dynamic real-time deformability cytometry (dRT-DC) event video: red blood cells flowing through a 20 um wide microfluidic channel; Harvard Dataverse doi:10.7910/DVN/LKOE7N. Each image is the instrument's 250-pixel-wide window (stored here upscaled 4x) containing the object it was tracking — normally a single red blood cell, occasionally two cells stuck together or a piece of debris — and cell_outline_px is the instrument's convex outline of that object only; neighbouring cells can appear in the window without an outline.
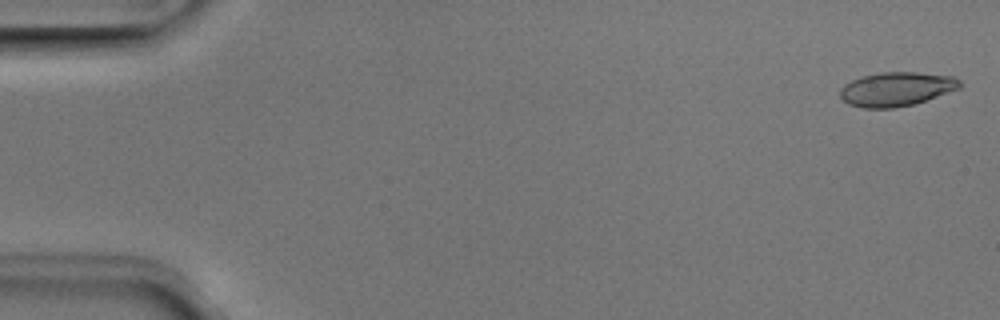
{"species": "Egyptian fruit bat (a non-hibernating species)", "species_latin": "Rousettus aegyptiacus", "temperature_condition": "room temperature", "stored_images_in_passage": 49, "camera_frame_rate_fps": 3000, "um_per_image_px": 0.085, "animal": {"sex": "male"}, "frame": {"image": 1, "passage_image": 1, "time_ms": 0.0, "image_size_px": [1000, 320], "cell_outline_px": [[960, 88], [912, 104], [892, 108], [864, 108], [848, 104], [840, 96], [840, 88], [844, 84], [852, 80], [864, 76], [880, 72], [916, 72], [952, 76], [960, 80]], "centroid_in_image_um": [76.16, 7.56], "position_along_channel_um": 8.8, "area_um2": 23.47}}
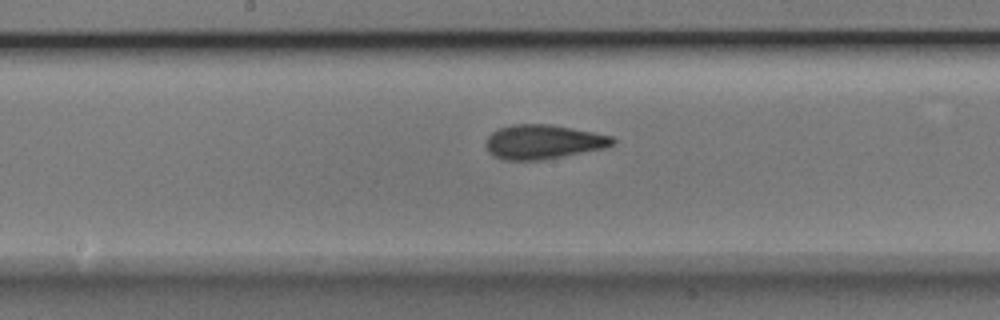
{"frame": {"image": 2, "passage_image": 26, "time_ms": 8.333, "image_size_px": [1000, 320], "cell_outline_px": [[616, 140], [612, 144], [604, 148], [540, 160], [504, 160], [492, 156], [488, 152], [484, 144], [488, 136], [492, 132], [500, 128], [512, 124], [548, 124], [592, 132], [612, 136]], "centroid_in_image_um": [46.1, 12.06], "position_along_channel_um": 202.1, "area_um2": 25.14}}
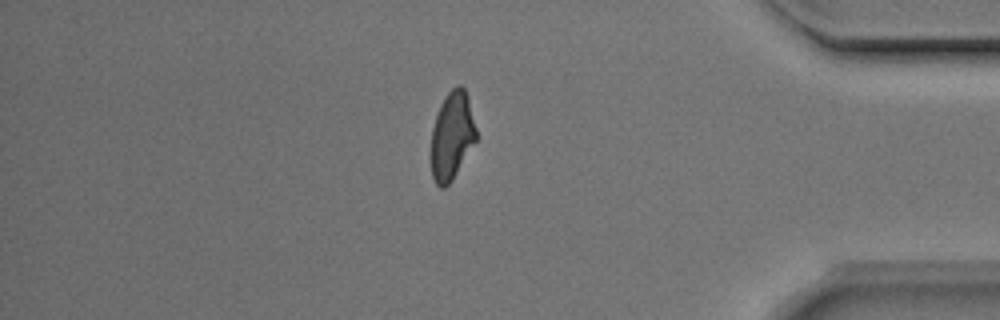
{"frame": {"image": 3, "passage_image": 43, "time_ms": 14.0, "image_size_px": [1000, 320], "cell_outline_px": [[476, 140], [452, 180], [444, 188], [440, 188], [436, 184], [432, 176], [428, 156], [432, 128], [440, 104], [448, 92], [456, 84], [460, 84], [464, 88], [468, 100], [476, 128]], "centroid_in_image_um": [38.36, 11.58], "position_along_channel_um": 396.8, "area_um2": 23.41}}